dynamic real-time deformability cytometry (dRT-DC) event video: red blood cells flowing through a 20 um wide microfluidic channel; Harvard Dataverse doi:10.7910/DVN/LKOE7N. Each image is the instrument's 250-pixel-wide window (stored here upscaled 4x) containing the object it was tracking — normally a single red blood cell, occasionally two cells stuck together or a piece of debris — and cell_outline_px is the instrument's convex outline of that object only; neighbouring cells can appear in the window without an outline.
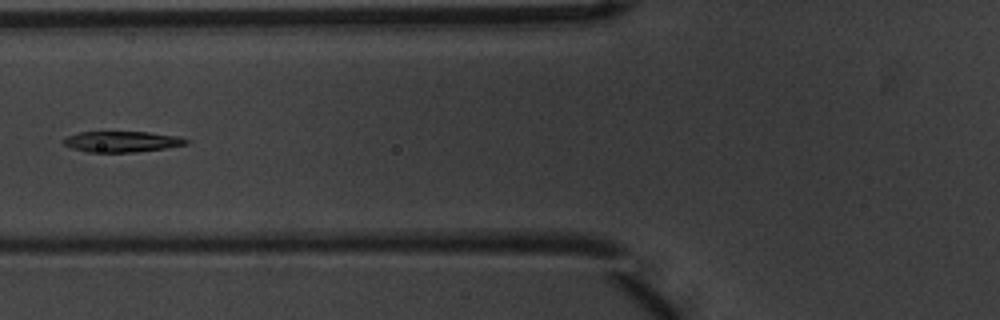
{"species": "common noctule bat (a hibernating species)", "species_latin": "Nyctalus noctula", "temperature_condition": "warm", "stored_images_in_passage": 5, "camera_frame_rate_fps": 3000, "um_per_image_px": 0.085, "animal": {"sex": "male", "body_mass_g": 20.1, "forearm_length_mm": 53.5}, "frame": {"image": 1, "passage_image": 4, "time_ms": 1.0, "image_size_px": [1000, 320], "cell_outline_px": [[188, 144], [164, 148], [136, 152], [88, 152], [72, 148], [64, 144], [60, 140], [64, 136], [80, 132], [148, 132], [176, 136], [188, 140]], "centroid_in_image_um": [10.29, 12.03], "position_along_channel_um": 115.5, "area_um2": 14.85}}
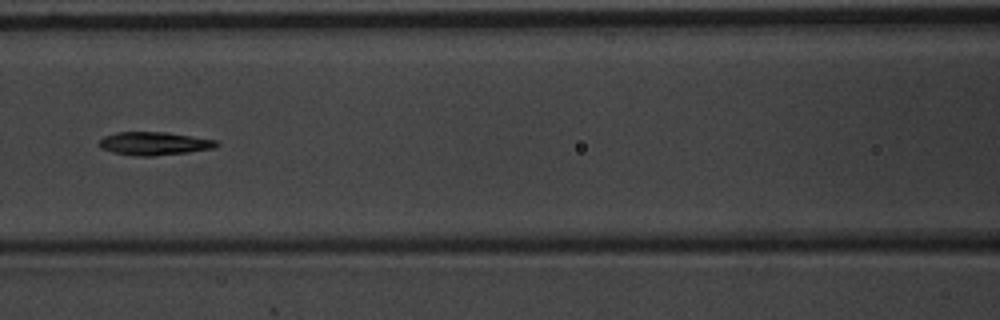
{"frame": {"image": 2, "passage_image": 5, "time_ms": 1.333, "image_size_px": [1000, 320], "cell_outline_px": [[220, 144], [216, 148], [188, 152], [152, 156], [140, 156], [112, 152], [100, 148], [96, 144], [104, 136], [116, 132], [168, 132], [216, 140]], "centroid_in_image_um": [13.1, 12.19], "position_along_channel_um": 153.5, "area_um2": 15.95}}